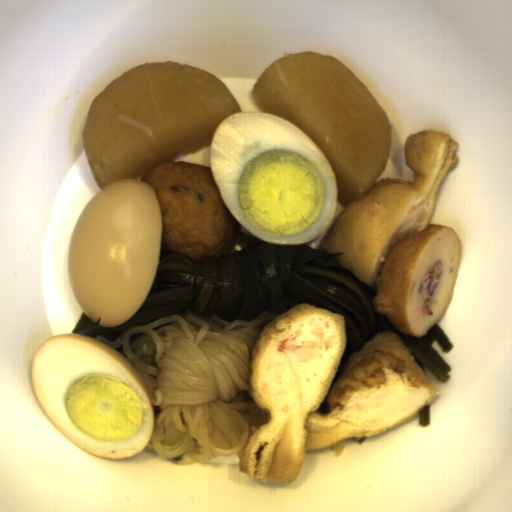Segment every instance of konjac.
I'll list each match as a JSON object with an SVG mask.
<instances>
[{"label":"konjac","mask_w":512,"mask_h":512,"mask_svg":"<svg viewBox=\"0 0 512 512\" xmlns=\"http://www.w3.org/2000/svg\"><path fill=\"white\" fill-rule=\"evenodd\" d=\"M279 316L175 314L132 326L115 341L93 337L132 363L144 382L154 416L146 448L178 466L240 453L251 424L268 420L249 378L257 340Z\"/></svg>","instance_id":"31207f19"}]
</instances>
